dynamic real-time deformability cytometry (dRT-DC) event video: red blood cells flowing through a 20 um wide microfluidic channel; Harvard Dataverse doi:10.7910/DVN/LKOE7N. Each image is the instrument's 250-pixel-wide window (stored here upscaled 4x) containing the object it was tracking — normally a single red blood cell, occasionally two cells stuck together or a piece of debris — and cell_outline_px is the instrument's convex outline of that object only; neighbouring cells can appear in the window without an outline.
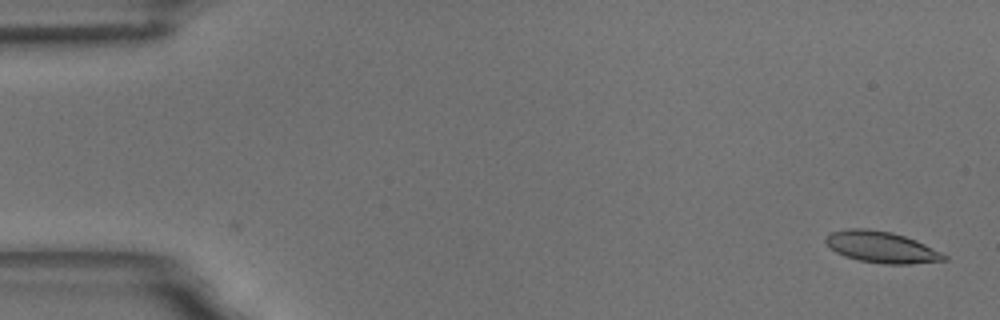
{"species": "common noctule bat (a hibernating species)", "species_latin": "Nyctalus noctula", "temperature_condition": "room temperature", "stored_images_in_passage": 3, "camera_frame_rate_fps": 3000, "um_per_image_px": 0.085, "animal": {"sex": "male", "body_mass_g": 18.8}, "frame": {"image": 1, "passage_image": 3, "time_ms": 0.667, "image_size_px": [1000, 320], "cell_outline_px": [[948, 260], [912, 264], [884, 264], [860, 260], [844, 256], [836, 252], [824, 240], [824, 236], [832, 232], [848, 228], [868, 228], [892, 232], [916, 240], [948, 256]], "centroid_in_image_um": [74.92, 21.0], "position_along_channel_um": 10.1, "area_um2": 21.62}}